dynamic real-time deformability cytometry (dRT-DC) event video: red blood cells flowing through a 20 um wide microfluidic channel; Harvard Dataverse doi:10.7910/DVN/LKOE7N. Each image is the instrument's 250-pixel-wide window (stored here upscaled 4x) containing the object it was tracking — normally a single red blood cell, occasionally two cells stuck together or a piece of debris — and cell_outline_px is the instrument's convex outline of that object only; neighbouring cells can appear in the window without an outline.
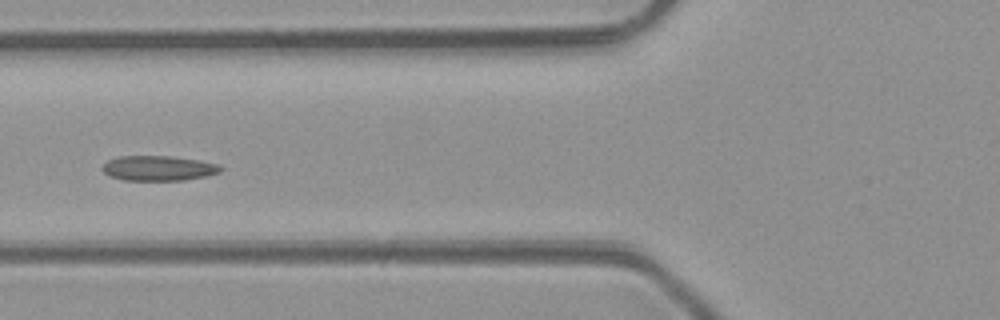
{"species": "common noctule bat (a hibernating species)", "species_latin": "Nyctalus noctula", "temperature_condition": "room temperature", "stored_images_in_passage": 5, "camera_frame_rate_fps": 3000, "um_per_image_px": 0.085, "animal": {"sex": "male", "body_mass_g": 23.1, "forearm_length_mm": 52.7}, "frame": {"image": 1, "passage_image": 4, "time_ms": 4.333, "image_size_px": [1000, 320], "cell_outline_px": [[224, 168], [220, 172], [208, 176], [184, 180], [124, 180], [108, 176], [100, 168], [108, 160], [120, 156], [172, 156], [200, 160], [220, 164]], "centroid_in_image_um": [13.5, 14.3], "position_along_channel_um": 112.3, "area_um2": 17.46}}
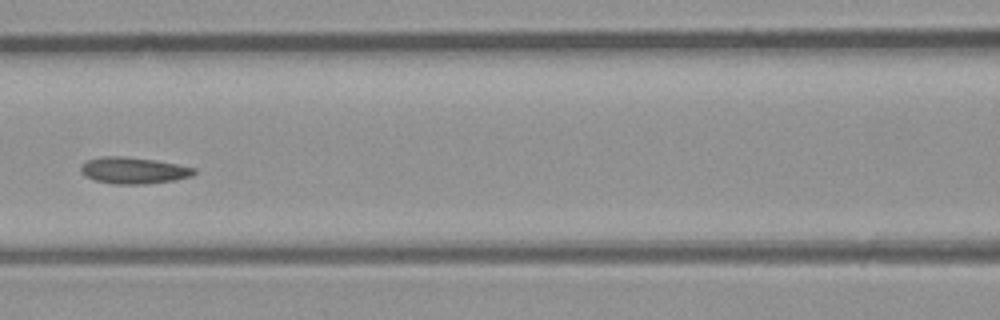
{"frame": {"image": 2, "passage_image": 5, "time_ms": 5.333, "image_size_px": [1000, 320], "cell_outline_px": [[196, 172], [192, 176], [176, 180], [144, 184], [112, 184], [96, 180], [84, 176], [80, 172], [80, 164], [88, 160], [104, 156], [124, 156], [156, 160], [196, 168]], "centroid_in_image_um": [11.34, 14.49], "position_along_channel_um": 155.3, "area_um2": 17.63}}